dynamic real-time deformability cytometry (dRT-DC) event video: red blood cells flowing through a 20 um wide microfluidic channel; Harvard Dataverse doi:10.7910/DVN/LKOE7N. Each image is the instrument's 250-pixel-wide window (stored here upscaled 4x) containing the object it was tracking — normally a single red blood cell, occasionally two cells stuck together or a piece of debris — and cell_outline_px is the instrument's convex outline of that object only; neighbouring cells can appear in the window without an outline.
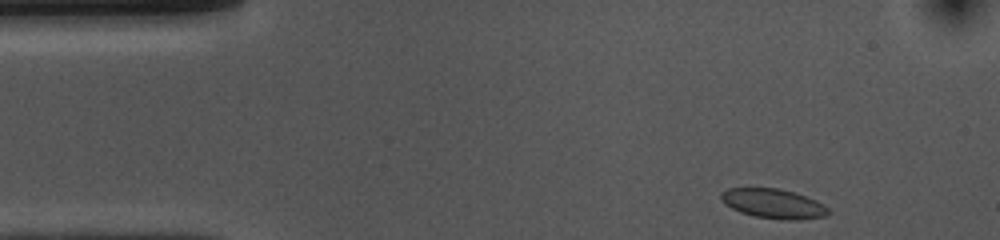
{"species": "common noctule bat (a hibernating species)", "species_latin": "Nyctalus noctula", "temperature_condition": "cold", "stored_images_in_passage": 40, "camera_frame_rate_fps": 3000, "um_per_image_px": 0.085, "animal": {"sex": "female", "body_mass_g": 10.0, "forearm_length_mm": 53.1}, "frame": {"image": 1, "passage_image": 1, "time_ms": 0.0, "image_size_px": [1000, 240], "cell_outline_px": [[828, 216], [800, 220], [784, 220], [756, 216], [740, 212], [724, 204], [720, 200], [720, 192], [728, 188], [780, 188], [816, 200], [828, 208]], "centroid_in_image_um": [65.71, 17.31], "position_along_channel_um": 19.3, "area_um2": 18.5}}
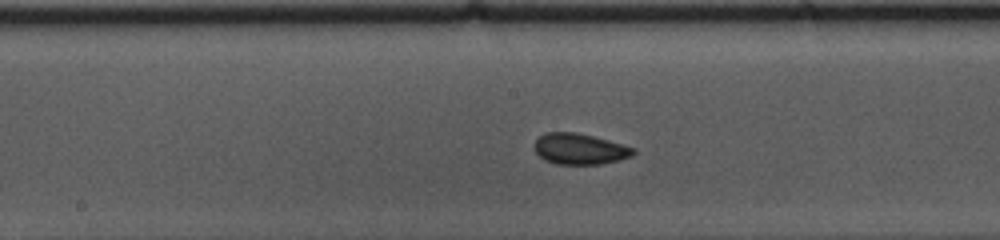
{"frame": {"image": 2, "passage_image": 21, "time_ms": 6.667, "image_size_px": [1000, 240], "cell_outline_px": [[636, 152], [632, 156], [620, 160], [600, 164], [556, 164], [544, 160], [532, 148], [532, 144], [544, 132], [576, 132], [608, 140], [636, 148]], "centroid_in_image_um": [49.26, 12.66], "position_along_channel_um": 198.9, "area_um2": 18.03}}
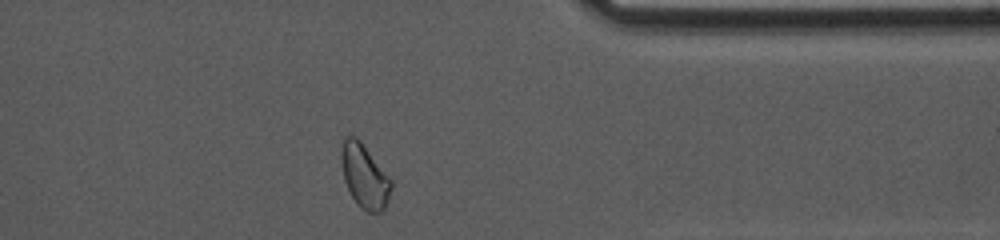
{"frame": {"image": 3, "passage_image": 37, "time_ms": 12.0, "image_size_px": [1000, 240], "cell_outline_px": [[392, 188], [384, 208], [380, 212], [368, 212], [360, 208], [356, 204], [344, 180], [340, 156], [340, 152], [344, 136], [356, 136], [360, 140], [392, 180]], "centroid_in_image_um": [30.97, 14.95], "position_along_channel_um": 380.4, "area_um2": 18.55}, "authors_computed_cell_mechanics": {"area_um2": 17.918, "velocity_mm_per_s": 3.6848, "shape_relaxation_time_tau1_ms": 10.5887, "shape_relaxation_time_tau2_ms": 2.0276, "deformation_change_tau1": 0.1549, "deformation_change_tau2": 0.061}}